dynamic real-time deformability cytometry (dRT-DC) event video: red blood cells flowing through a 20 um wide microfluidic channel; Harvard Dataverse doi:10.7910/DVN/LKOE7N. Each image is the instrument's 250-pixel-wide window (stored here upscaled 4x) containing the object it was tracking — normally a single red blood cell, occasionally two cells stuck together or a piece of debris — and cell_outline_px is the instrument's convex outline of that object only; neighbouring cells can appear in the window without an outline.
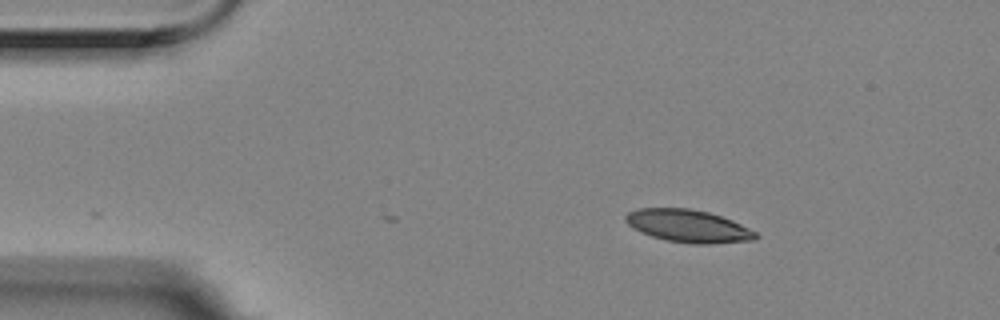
{"species": "Egyptian fruit bat (a non-hibernating species)", "species_latin": "Rousettus aegyptiacus", "temperature_condition": "room temperature", "stored_images_in_passage": 2, "camera_frame_rate_fps": 3000, "um_per_image_px": 0.085, "animal": {"sex": "female"}, "frame": {"image": 1, "passage_image": 2, "time_ms": 0.333, "image_size_px": [1000, 320], "cell_outline_px": [[760, 236], [756, 240], [708, 244], [692, 244], [668, 240], [652, 236], [640, 232], [628, 224], [624, 220], [624, 216], [628, 212], [640, 208], [688, 208], [708, 212], [732, 220], [756, 232]], "centroid_in_image_um": [58.5, 19.21], "position_along_channel_um": 26.5, "area_um2": 24.68}}